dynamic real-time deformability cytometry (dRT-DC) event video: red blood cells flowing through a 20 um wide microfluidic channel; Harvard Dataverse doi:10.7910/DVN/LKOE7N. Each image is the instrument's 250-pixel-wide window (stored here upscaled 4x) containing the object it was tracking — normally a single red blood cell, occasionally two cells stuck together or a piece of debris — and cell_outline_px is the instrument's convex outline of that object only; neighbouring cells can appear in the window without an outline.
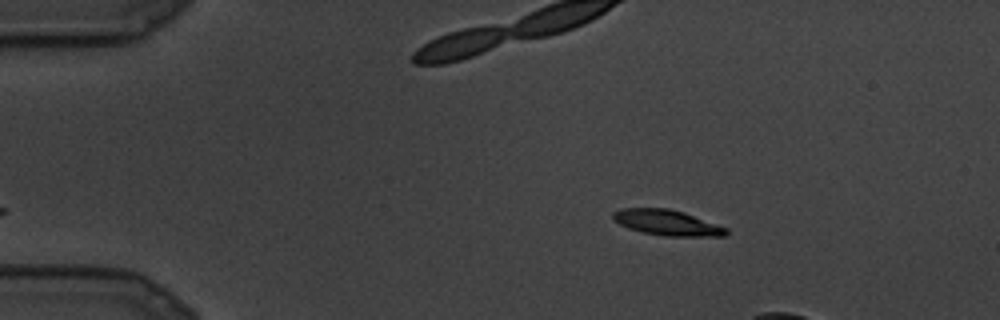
{"species": "common noctule bat (a hibernating species)", "species_latin": "Nyctalus noctula", "temperature_condition": "cold", "stored_images_in_passage": 4, "camera_frame_rate_fps": 3000, "um_per_image_px": 0.085, "animal": {"sex": "male", "body_mass_g": 19.5, "forearm_length_mm": 54.6}, "frame": {"image": 1, "passage_image": 1, "time_ms": 0.0, "image_size_px": [1000, 320], "cell_outline_px": [[728, 232], [724, 236], [664, 236], [644, 232], [628, 228], [612, 220], [612, 212], [620, 208], [668, 208], [684, 212], [728, 228]], "centroid_in_image_um": [56.68, 18.91], "position_along_channel_um": 28.3, "area_um2": 16.88}}